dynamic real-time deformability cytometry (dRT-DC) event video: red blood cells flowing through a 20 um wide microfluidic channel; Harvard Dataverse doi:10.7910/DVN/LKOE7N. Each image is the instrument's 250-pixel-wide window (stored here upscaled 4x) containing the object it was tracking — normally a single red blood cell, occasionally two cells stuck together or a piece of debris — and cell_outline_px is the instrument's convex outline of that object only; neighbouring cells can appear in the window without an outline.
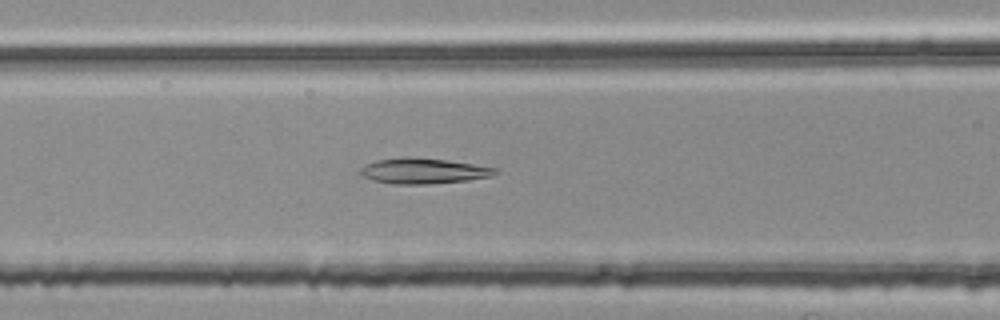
{"species": "common noctule bat (a hibernating species)", "species_latin": "Nyctalus noctula", "temperature_condition": "room temperature", "stored_images_in_passage": 39, "camera_frame_rate_fps": 3000, "um_per_image_px": 0.085, "animal": {"sex": "female", "body_mass_g": 25.1}, "frame": {"image": 1, "passage_image": 7, "time_ms": 2.0, "image_size_px": [1000, 320], "cell_outline_px": [[496, 172], [492, 176], [468, 180], [428, 184], [392, 184], [372, 180], [364, 176], [360, 172], [360, 168], [376, 160], [444, 160], [472, 164], [496, 168]], "centroid_in_image_um": [36.02, 14.59], "position_along_channel_um": 130.6, "area_um2": 18.84}}
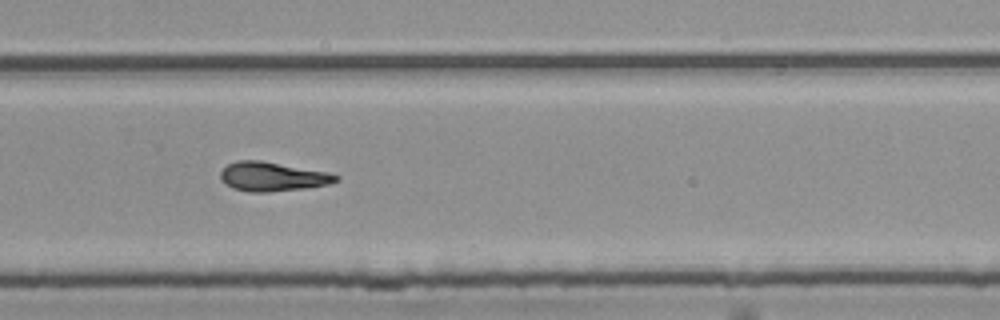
{"frame": {"image": 2, "passage_image": 21, "time_ms": 6.667, "image_size_px": [1000, 320], "cell_outline_px": [[340, 180], [328, 184], [304, 188], [268, 192], [248, 192], [232, 188], [220, 176], [220, 172], [228, 164], [236, 160], [260, 160], [328, 172], [340, 176]], "centroid_in_image_um": [23.18, 15.01], "position_along_channel_um": 306.6, "area_um2": 19.48}}
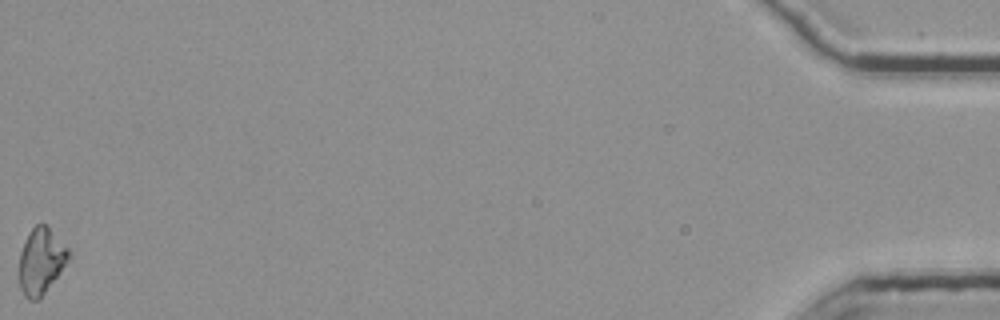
{"frame": {"image": 3, "passage_image": 39, "time_ms": 12.667, "image_size_px": [1000, 320], "cell_outline_px": [[68, 260], [40, 300], [28, 300], [24, 296], [20, 288], [16, 272], [20, 252], [32, 228], [36, 224], [44, 224], [68, 248]], "centroid_in_image_um": [3.42, 22.27], "position_along_channel_um": 431.8, "area_um2": 19.02}, "authors_computed_cell_mechanics": {"area_um2": 18.9584, "velocity_mm_per_s": 3.7859, "shape_relaxation_time_tau1_ms": null, "shape_relaxation_time_tau2_ms": 10.7261, "deformation_change_tau1": null, "deformation_change_tau2": 0.2123}}